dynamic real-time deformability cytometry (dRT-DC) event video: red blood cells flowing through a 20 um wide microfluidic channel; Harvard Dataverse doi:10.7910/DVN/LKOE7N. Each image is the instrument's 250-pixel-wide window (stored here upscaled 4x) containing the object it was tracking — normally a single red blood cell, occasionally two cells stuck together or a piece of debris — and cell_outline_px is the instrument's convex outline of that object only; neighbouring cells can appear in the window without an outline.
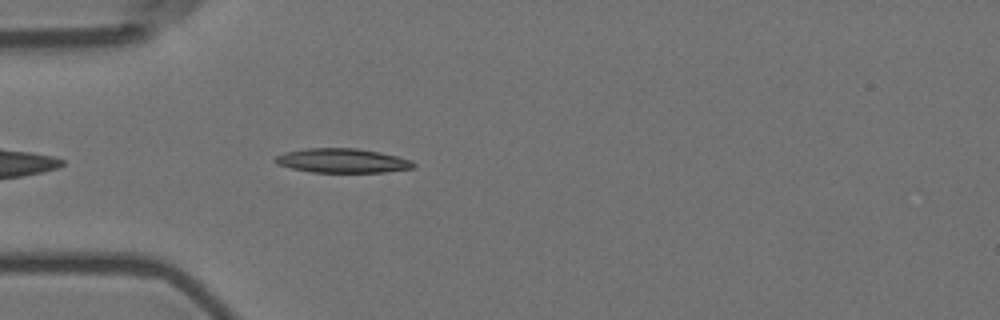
{"species": "Egyptian fruit bat (a non-hibernating species)", "species_latin": "Rousettus aegyptiacus", "temperature_condition": "room temperature", "stored_images_in_passage": 44, "camera_frame_rate_fps": 3000, "um_per_image_px": 0.085, "animal": {"sex": "female"}, "frame": {"image": 1, "passage_image": 4, "time_ms": 1.0, "image_size_px": [1000, 320], "cell_outline_px": [[416, 164], [412, 168], [384, 172], [312, 172], [292, 168], [276, 164], [272, 160], [276, 156], [288, 152], [304, 148], [356, 148], [380, 152], [412, 160]], "centroid_in_image_um": [29.09, 13.65], "position_along_channel_um": 55.9, "area_um2": 19.48}}
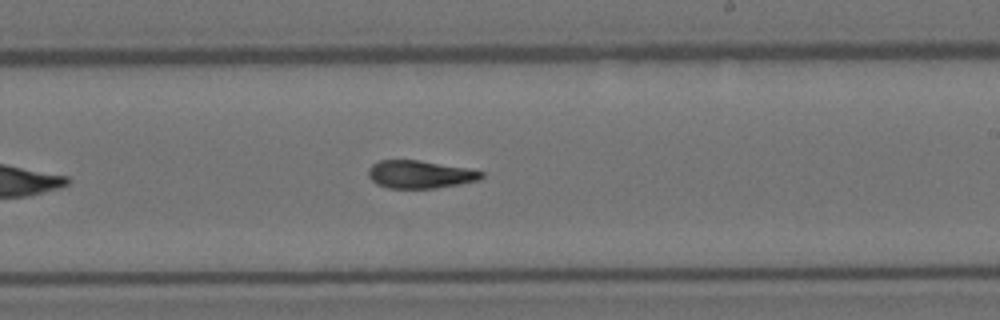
{"frame": {"image": 2, "passage_image": 21, "time_ms": 6.667, "image_size_px": [1000, 320], "cell_outline_px": [[484, 176], [480, 180], [460, 184], [436, 188], [388, 188], [376, 184], [368, 176], [368, 168], [372, 164], [380, 160], [420, 160], [468, 168], [484, 172]], "centroid_in_image_um": [35.7, 14.82], "position_along_channel_um": 253.3, "area_um2": 18.5}}
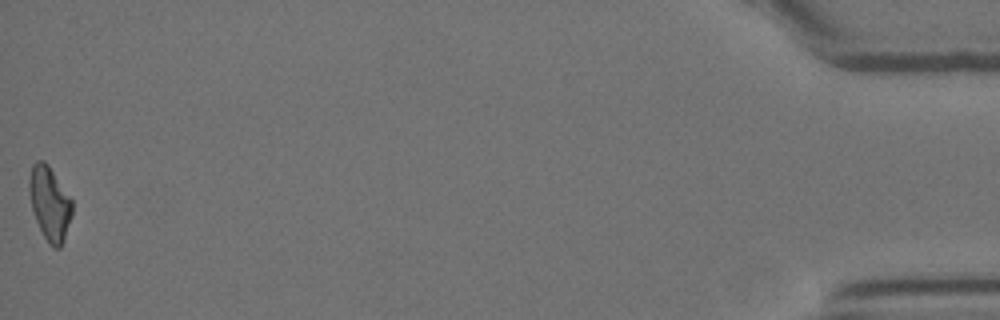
{"frame": {"image": 3, "passage_image": 44, "time_ms": 14.333, "image_size_px": [1000, 320], "cell_outline_px": [[72, 216], [64, 240], [60, 248], [52, 248], [48, 244], [36, 220], [32, 208], [28, 188], [28, 180], [32, 164], [36, 160], [44, 160], [48, 164], [72, 200]], "centroid_in_image_um": [4.22, 17.28], "position_along_channel_um": 431.0, "area_um2": 18.55}, "authors_computed_cell_mechanics": {"area_um2": 18.7561, "velocity_mm_per_s": 3.5895, "shape_relaxation_time_tau1_ms": 8.3982, "shape_relaxation_time_tau2_ms": 5.151, "deformation_change_tau1": 0.2363, "deformation_change_tau2": 0.1322}}